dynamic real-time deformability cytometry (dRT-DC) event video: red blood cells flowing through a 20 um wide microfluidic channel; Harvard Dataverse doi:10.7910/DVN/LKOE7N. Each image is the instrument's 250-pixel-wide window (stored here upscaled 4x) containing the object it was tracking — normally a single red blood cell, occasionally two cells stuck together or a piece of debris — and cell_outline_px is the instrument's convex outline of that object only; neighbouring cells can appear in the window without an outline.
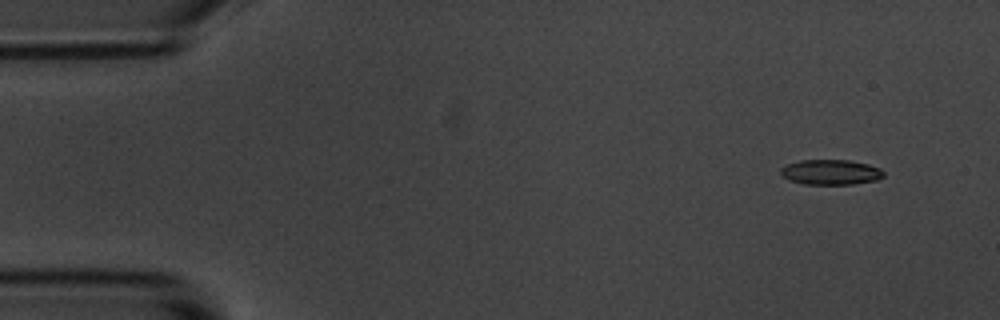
{"species": "common noctule bat (a hibernating species)", "species_latin": "Nyctalus noctula", "temperature_condition": "room temperature", "stored_images_in_passage": 4, "camera_frame_rate_fps": 3000, "um_per_image_px": 0.085, "animal": {"sex": "male", "body_mass_g": 20.1, "forearm_length_mm": 53.5}, "frame": {"image": 1, "passage_image": 1, "time_ms": 0.0, "image_size_px": [1000, 320], "cell_outline_px": [[884, 176], [876, 180], [852, 184], [804, 184], [788, 180], [780, 172], [780, 168], [788, 164], [800, 160], [848, 160], [868, 164], [880, 168], [884, 172]], "centroid_in_image_um": [70.61, 14.63], "position_along_channel_um": 14.4, "area_um2": 15.03}}
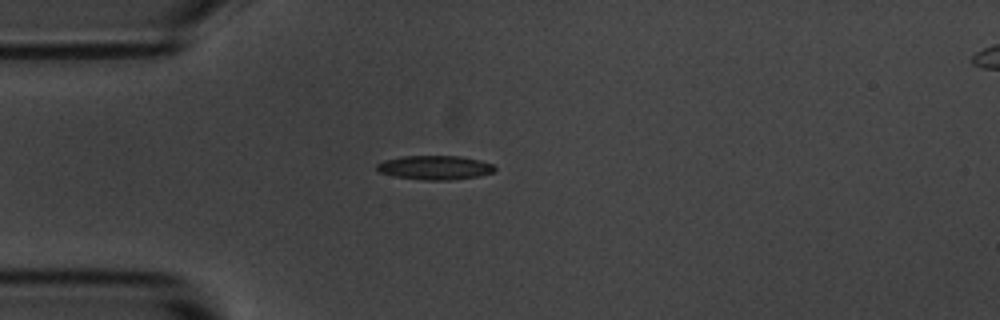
{"frame": {"image": 2, "passage_image": 4, "time_ms": 3.333, "image_size_px": [1000, 320], "cell_outline_px": [[496, 168], [492, 172], [480, 176], [448, 180], [424, 180], [392, 176], [380, 172], [376, 168], [376, 164], [384, 160], [400, 156], [460, 156], [480, 160], [492, 164]], "centroid_in_image_um": [36.94, 14.24], "position_along_channel_um": 48.1, "area_um2": 16.59}}